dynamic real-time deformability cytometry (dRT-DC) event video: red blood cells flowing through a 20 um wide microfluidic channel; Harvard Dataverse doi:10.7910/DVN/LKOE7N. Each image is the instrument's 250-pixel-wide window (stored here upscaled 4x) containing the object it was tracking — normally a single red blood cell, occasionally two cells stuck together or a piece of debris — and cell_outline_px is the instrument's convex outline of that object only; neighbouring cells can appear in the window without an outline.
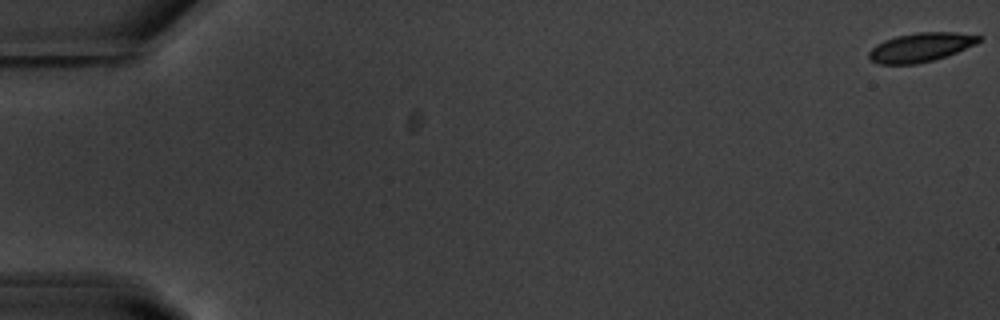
{"species": "common noctule bat (a hibernating species)", "species_latin": "Nyctalus noctula", "temperature_condition": "warm", "stored_images_in_passage": 56, "camera_frame_rate_fps": 3000, "um_per_image_px": 0.085, "animal": {"sex": "male", "body_mass_g": 20.1, "forearm_length_mm": 53.5}, "frame": {"image": 1, "passage_image": 1, "time_ms": 0.0, "image_size_px": [1000, 320], "cell_outline_px": [[984, 36], [976, 44], [956, 52], [932, 60], [916, 64], [880, 64], [872, 60], [868, 56], [868, 52], [876, 44], [884, 40], [896, 36], [916, 32], [956, 32]], "centroid_in_image_um": [78.26, 4.0], "position_along_channel_um": 6.7, "area_um2": 18.5}}
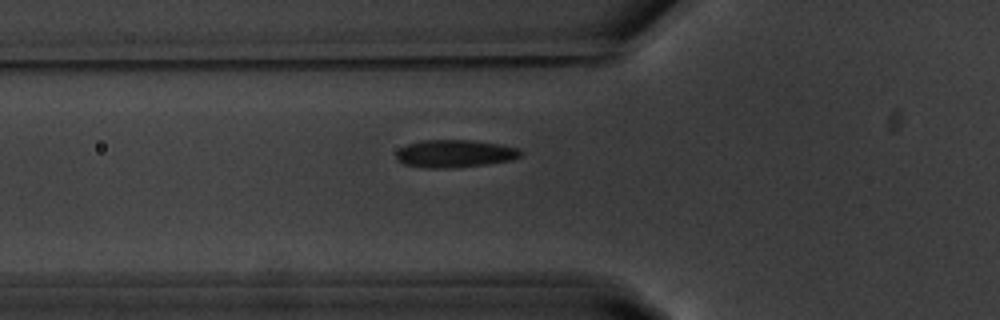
{"frame": {"image": 2, "passage_image": 21, "time_ms": 6.667, "image_size_px": [1000, 320], "cell_outline_px": [[524, 152], [520, 156], [512, 160], [484, 164], [448, 168], [428, 168], [404, 164], [396, 156], [396, 152], [400, 148], [408, 144], [420, 140], [476, 140], [500, 144], [520, 148]], "centroid_in_image_um": [38.7, 13.04], "position_along_channel_um": 87.1, "area_um2": 20.06}}
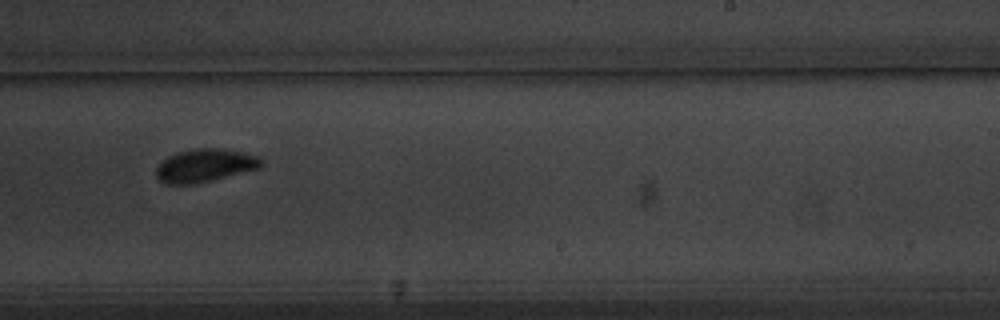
{"frame": {"image": 3, "passage_image": 36, "time_ms": 11.667, "image_size_px": [1000, 320], "cell_outline_px": [[264, 164], [260, 168], [212, 180], [192, 184], [164, 184], [156, 176], [156, 168], [168, 156], [176, 152], [196, 148], [224, 148], [256, 156]], "centroid_in_image_um": [17.39, 14.06], "position_along_channel_um": 271.6, "area_um2": 20.11}, "authors_computed_cell_mechanics": {"area_um2": 19.2185, "velocity_mm_per_s": 3.6821, "shape_relaxation_time_tau1_ms": 3.9879, "shape_relaxation_time_tau2_ms": null, "deformation_change_tau1": 0.1647, "deformation_change_tau2": null}}